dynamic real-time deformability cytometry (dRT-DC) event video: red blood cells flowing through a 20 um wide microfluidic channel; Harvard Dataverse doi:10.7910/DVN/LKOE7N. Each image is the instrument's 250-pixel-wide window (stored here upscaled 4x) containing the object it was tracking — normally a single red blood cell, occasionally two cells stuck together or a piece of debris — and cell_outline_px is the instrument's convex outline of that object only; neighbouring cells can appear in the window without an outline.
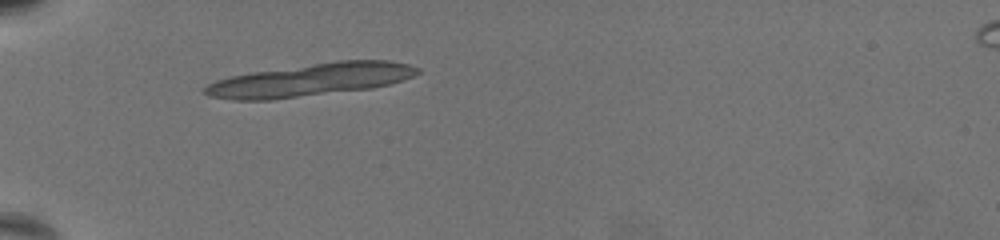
{"species": "common noctule bat (a hibernating species)", "species_latin": "Nyctalus noctula", "temperature_condition": "warm", "stored_images_in_passage": 5, "camera_frame_rate_fps": 3000, "um_per_image_px": 0.085, "animal": {"sex": "female", "body_mass_g": 19.5, "forearm_length_mm": 54.1}, "frame": {"image": 1, "passage_image": 1, "time_ms": 0.0, "image_size_px": [1000, 240], "cell_outline_px": [[420, 72], [404, 80], [372, 88], [272, 100], [232, 100], [208, 96], [204, 92], [204, 88], [208, 84], [216, 80], [232, 76], [252, 72], [336, 60], [388, 60], [408, 64], [420, 68]], "centroid_in_image_um": [26.4, 6.79], "position_along_channel_um": 58.6, "area_um2": 40.52}}